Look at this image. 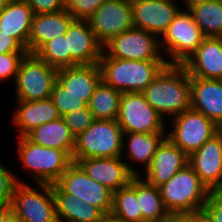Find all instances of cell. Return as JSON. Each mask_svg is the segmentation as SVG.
<instances>
[{"label": "cell", "instance_id": "8992f818", "mask_svg": "<svg viewBox=\"0 0 222 222\" xmlns=\"http://www.w3.org/2000/svg\"><path fill=\"white\" fill-rule=\"evenodd\" d=\"M181 9L160 38L168 65H183L197 50L205 36L187 8Z\"/></svg>", "mask_w": 222, "mask_h": 222}, {"label": "cell", "instance_id": "681fc988", "mask_svg": "<svg viewBox=\"0 0 222 222\" xmlns=\"http://www.w3.org/2000/svg\"><path fill=\"white\" fill-rule=\"evenodd\" d=\"M119 1H127V2H131V0H119Z\"/></svg>", "mask_w": 222, "mask_h": 222}, {"label": "cell", "instance_id": "7dc6e473", "mask_svg": "<svg viewBox=\"0 0 222 222\" xmlns=\"http://www.w3.org/2000/svg\"><path fill=\"white\" fill-rule=\"evenodd\" d=\"M182 1H183L182 4H186V3H188V2L199 1V0H182Z\"/></svg>", "mask_w": 222, "mask_h": 222}, {"label": "cell", "instance_id": "4dcf8cb0", "mask_svg": "<svg viewBox=\"0 0 222 222\" xmlns=\"http://www.w3.org/2000/svg\"><path fill=\"white\" fill-rule=\"evenodd\" d=\"M110 215L120 222H143L137 193L129 184L113 192Z\"/></svg>", "mask_w": 222, "mask_h": 222}, {"label": "cell", "instance_id": "484cf974", "mask_svg": "<svg viewBox=\"0 0 222 222\" xmlns=\"http://www.w3.org/2000/svg\"><path fill=\"white\" fill-rule=\"evenodd\" d=\"M52 192L59 222H97L105 216L99 208L65 193L56 183Z\"/></svg>", "mask_w": 222, "mask_h": 222}, {"label": "cell", "instance_id": "e0dca14e", "mask_svg": "<svg viewBox=\"0 0 222 222\" xmlns=\"http://www.w3.org/2000/svg\"><path fill=\"white\" fill-rule=\"evenodd\" d=\"M188 161L189 156L166 137L158 146L144 176L142 173L140 176L144 177L147 183L159 187L186 167Z\"/></svg>", "mask_w": 222, "mask_h": 222}, {"label": "cell", "instance_id": "7a4b0ae2", "mask_svg": "<svg viewBox=\"0 0 222 222\" xmlns=\"http://www.w3.org/2000/svg\"><path fill=\"white\" fill-rule=\"evenodd\" d=\"M102 81L122 93H142L168 65L166 60H128L109 57L99 60Z\"/></svg>", "mask_w": 222, "mask_h": 222}, {"label": "cell", "instance_id": "52a82bcc", "mask_svg": "<svg viewBox=\"0 0 222 222\" xmlns=\"http://www.w3.org/2000/svg\"><path fill=\"white\" fill-rule=\"evenodd\" d=\"M58 69L50 66L34 53L22 58L14 81L16 100L39 101L49 98Z\"/></svg>", "mask_w": 222, "mask_h": 222}, {"label": "cell", "instance_id": "ffe728a7", "mask_svg": "<svg viewBox=\"0 0 222 222\" xmlns=\"http://www.w3.org/2000/svg\"><path fill=\"white\" fill-rule=\"evenodd\" d=\"M191 108L222 127V79L190 77Z\"/></svg>", "mask_w": 222, "mask_h": 222}, {"label": "cell", "instance_id": "8d00e7d4", "mask_svg": "<svg viewBox=\"0 0 222 222\" xmlns=\"http://www.w3.org/2000/svg\"><path fill=\"white\" fill-rule=\"evenodd\" d=\"M27 52L0 53V81L16 79L22 58ZM13 77V78H12Z\"/></svg>", "mask_w": 222, "mask_h": 222}, {"label": "cell", "instance_id": "9a60e30c", "mask_svg": "<svg viewBox=\"0 0 222 222\" xmlns=\"http://www.w3.org/2000/svg\"><path fill=\"white\" fill-rule=\"evenodd\" d=\"M188 164L211 192L222 191V132L190 154Z\"/></svg>", "mask_w": 222, "mask_h": 222}, {"label": "cell", "instance_id": "c3c4849f", "mask_svg": "<svg viewBox=\"0 0 222 222\" xmlns=\"http://www.w3.org/2000/svg\"><path fill=\"white\" fill-rule=\"evenodd\" d=\"M62 1H63L64 4H66L68 0H62Z\"/></svg>", "mask_w": 222, "mask_h": 222}, {"label": "cell", "instance_id": "74e56055", "mask_svg": "<svg viewBox=\"0 0 222 222\" xmlns=\"http://www.w3.org/2000/svg\"><path fill=\"white\" fill-rule=\"evenodd\" d=\"M33 10L34 14L55 13L65 9V4L62 0H23Z\"/></svg>", "mask_w": 222, "mask_h": 222}, {"label": "cell", "instance_id": "7c38bea8", "mask_svg": "<svg viewBox=\"0 0 222 222\" xmlns=\"http://www.w3.org/2000/svg\"><path fill=\"white\" fill-rule=\"evenodd\" d=\"M56 184L67 194L99 208L105 215L112 210L113 192L90 178L84 169L72 162Z\"/></svg>", "mask_w": 222, "mask_h": 222}, {"label": "cell", "instance_id": "d6986e66", "mask_svg": "<svg viewBox=\"0 0 222 222\" xmlns=\"http://www.w3.org/2000/svg\"><path fill=\"white\" fill-rule=\"evenodd\" d=\"M183 66L190 77L222 79V37H205Z\"/></svg>", "mask_w": 222, "mask_h": 222}, {"label": "cell", "instance_id": "1f68e13d", "mask_svg": "<svg viewBox=\"0 0 222 222\" xmlns=\"http://www.w3.org/2000/svg\"><path fill=\"white\" fill-rule=\"evenodd\" d=\"M35 54L57 69L70 67V52H67L65 35L46 42Z\"/></svg>", "mask_w": 222, "mask_h": 222}, {"label": "cell", "instance_id": "d6a6232c", "mask_svg": "<svg viewBox=\"0 0 222 222\" xmlns=\"http://www.w3.org/2000/svg\"><path fill=\"white\" fill-rule=\"evenodd\" d=\"M50 98L57 108L60 117L64 116L66 113L88 107V104L83 101L81 97L69 92V90L57 80L54 83Z\"/></svg>", "mask_w": 222, "mask_h": 222}, {"label": "cell", "instance_id": "8fae6325", "mask_svg": "<svg viewBox=\"0 0 222 222\" xmlns=\"http://www.w3.org/2000/svg\"><path fill=\"white\" fill-rule=\"evenodd\" d=\"M109 56L128 60H166L160 38L148 31L131 28L112 38L103 46Z\"/></svg>", "mask_w": 222, "mask_h": 222}, {"label": "cell", "instance_id": "f35d334b", "mask_svg": "<svg viewBox=\"0 0 222 222\" xmlns=\"http://www.w3.org/2000/svg\"><path fill=\"white\" fill-rule=\"evenodd\" d=\"M204 209L210 214L214 222H222V191L211 192Z\"/></svg>", "mask_w": 222, "mask_h": 222}, {"label": "cell", "instance_id": "7bdbcfd3", "mask_svg": "<svg viewBox=\"0 0 222 222\" xmlns=\"http://www.w3.org/2000/svg\"><path fill=\"white\" fill-rule=\"evenodd\" d=\"M169 222H191L190 212L169 213Z\"/></svg>", "mask_w": 222, "mask_h": 222}, {"label": "cell", "instance_id": "e575fe53", "mask_svg": "<svg viewBox=\"0 0 222 222\" xmlns=\"http://www.w3.org/2000/svg\"><path fill=\"white\" fill-rule=\"evenodd\" d=\"M62 118L75 137L84 132L95 120L89 107L66 113Z\"/></svg>", "mask_w": 222, "mask_h": 222}, {"label": "cell", "instance_id": "603a6c76", "mask_svg": "<svg viewBox=\"0 0 222 222\" xmlns=\"http://www.w3.org/2000/svg\"><path fill=\"white\" fill-rule=\"evenodd\" d=\"M72 15L66 10L48 14H34L28 39V53H36L46 42L65 35Z\"/></svg>", "mask_w": 222, "mask_h": 222}, {"label": "cell", "instance_id": "cb8c5ba5", "mask_svg": "<svg viewBox=\"0 0 222 222\" xmlns=\"http://www.w3.org/2000/svg\"><path fill=\"white\" fill-rule=\"evenodd\" d=\"M57 81L89 104L96 87L102 81L101 70L99 64L64 67L58 69Z\"/></svg>", "mask_w": 222, "mask_h": 222}, {"label": "cell", "instance_id": "30bf717a", "mask_svg": "<svg viewBox=\"0 0 222 222\" xmlns=\"http://www.w3.org/2000/svg\"><path fill=\"white\" fill-rule=\"evenodd\" d=\"M117 122L123 133H167L166 121L143 93H122Z\"/></svg>", "mask_w": 222, "mask_h": 222}, {"label": "cell", "instance_id": "3957f363", "mask_svg": "<svg viewBox=\"0 0 222 222\" xmlns=\"http://www.w3.org/2000/svg\"><path fill=\"white\" fill-rule=\"evenodd\" d=\"M17 140V155L35 184L56 183L73 162L63 150L41 146L26 136L18 137Z\"/></svg>", "mask_w": 222, "mask_h": 222}, {"label": "cell", "instance_id": "4fadbf2b", "mask_svg": "<svg viewBox=\"0 0 222 222\" xmlns=\"http://www.w3.org/2000/svg\"><path fill=\"white\" fill-rule=\"evenodd\" d=\"M88 21L96 39L104 46L112 38L134 27L131 3L106 0Z\"/></svg>", "mask_w": 222, "mask_h": 222}, {"label": "cell", "instance_id": "d4e9b609", "mask_svg": "<svg viewBox=\"0 0 222 222\" xmlns=\"http://www.w3.org/2000/svg\"><path fill=\"white\" fill-rule=\"evenodd\" d=\"M34 13L23 0H10L0 12V31L14 37L28 53V39Z\"/></svg>", "mask_w": 222, "mask_h": 222}, {"label": "cell", "instance_id": "ac0fdd59", "mask_svg": "<svg viewBox=\"0 0 222 222\" xmlns=\"http://www.w3.org/2000/svg\"><path fill=\"white\" fill-rule=\"evenodd\" d=\"M123 160L122 156L72 159L84 169L90 178L112 192L127 186L134 177Z\"/></svg>", "mask_w": 222, "mask_h": 222}, {"label": "cell", "instance_id": "bcb514c9", "mask_svg": "<svg viewBox=\"0 0 222 222\" xmlns=\"http://www.w3.org/2000/svg\"><path fill=\"white\" fill-rule=\"evenodd\" d=\"M147 222H169V213L166 218L161 219V220H154V221H147Z\"/></svg>", "mask_w": 222, "mask_h": 222}, {"label": "cell", "instance_id": "ab89813d", "mask_svg": "<svg viewBox=\"0 0 222 222\" xmlns=\"http://www.w3.org/2000/svg\"><path fill=\"white\" fill-rule=\"evenodd\" d=\"M27 52V50L12 36L0 31V53Z\"/></svg>", "mask_w": 222, "mask_h": 222}, {"label": "cell", "instance_id": "277c9868", "mask_svg": "<svg viewBox=\"0 0 222 222\" xmlns=\"http://www.w3.org/2000/svg\"><path fill=\"white\" fill-rule=\"evenodd\" d=\"M159 189L169 213L203 209L211 193L189 164L159 186Z\"/></svg>", "mask_w": 222, "mask_h": 222}, {"label": "cell", "instance_id": "2e32d148", "mask_svg": "<svg viewBox=\"0 0 222 222\" xmlns=\"http://www.w3.org/2000/svg\"><path fill=\"white\" fill-rule=\"evenodd\" d=\"M65 36L70 66L99 63L103 46L96 39L88 20L74 19Z\"/></svg>", "mask_w": 222, "mask_h": 222}, {"label": "cell", "instance_id": "9c48e42d", "mask_svg": "<svg viewBox=\"0 0 222 222\" xmlns=\"http://www.w3.org/2000/svg\"><path fill=\"white\" fill-rule=\"evenodd\" d=\"M171 119L167 137L188 156L221 131L214 121L192 108Z\"/></svg>", "mask_w": 222, "mask_h": 222}, {"label": "cell", "instance_id": "d590c367", "mask_svg": "<svg viewBox=\"0 0 222 222\" xmlns=\"http://www.w3.org/2000/svg\"><path fill=\"white\" fill-rule=\"evenodd\" d=\"M106 0H68L65 9L74 19L88 20Z\"/></svg>", "mask_w": 222, "mask_h": 222}, {"label": "cell", "instance_id": "83f0119b", "mask_svg": "<svg viewBox=\"0 0 222 222\" xmlns=\"http://www.w3.org/2000/svg\"><path fill=\"white\" fill-rule=\"evenodd\" d=\"M185 8L205 37H222V0L188 2Z\"/></svg>", "mask_w": 222, "mask_h": 222}, {"label": "cell", "instance_id": "ba28073f", "mask_svg": "<svg viewBox=\"0 0 222 222\" xmlns=\"http://www.w3.org/2000/svg\"><path fill=\"white\" fill-rule=\"evenodd\" d=\"M11 209L22 222H59L52 184L33 187L28 182L18 183L12 196Z\"/></svg>", "mask_w": 222, "mask_h": 222}, {"label": "cell", "instance_id": "7402d4cb", "mask_svg": "<svg viewBox=\"0 0 222 222\" xmlns=\"http://www.w3.org/2000/svg\"><path fill=\"white\" fill-rule=\"evenodd\" d=\"M16 102L12 122L19 133L18 137H24L41 124L60 118L50 97L39 101L16 100Z\"/></svg>", "mask_w": 222, "mask_h": 222}, {"label": "cell", "instance_id": "b9f144b4", "mask_svg": "<svg viewBox=\"0 0 222 222\" xmlns=\"http://www.w3.org/2000/svg\"><path fill=\"white\" fill-rule=\"evenodd\" d=\"M191 222H214L210 214L203 208L190 212Z\"/></svg>", "mask_w": 222, "mask_h": 222}, {"label": "cell", "instance_id": "f6af8a7d", "mask_svg": "<svg viewBox=\"0 0 222 222\" xmlns=\"http://www.w3.org/2000/svg\"><path fill=\"white\" fill-rule=\"evenodd\" d=\"M10 0H0V12L5 8Z\"/></svg>", "mask_w": 222, "mask_h": 222}, {"label": "cell", "instance_id": "6da1fadb", "mask_svg": "<svg viewBox=\"0 0 222 222\" xmlns=\"http://www.w3.org/2000/svg\"><path fill=\"white\" fill-rule=\"evenodd\" d=\"M142 93L166 121L191 108L190 76L183 65H167Z\"/></svg>", "mask_w": 222, "mask_h": 222}, {"label": "cell", "instance_id": "f1b7e54d", "mask_svg": "<svg viewBox=\"0 0 222 222\" xmlns=\"http://www.w3.org/2000/svg\"><path fill=\"white\" fill-rule=\"evenodd\" d=\"M129 185L136 191L143 222L161 220L167 217L159 187L147 183L143 177L134 176Z\"/></svg>", "mask_w": 222, "mask_h": 222}, {"label": "cell", "instance_id": "44dd1931", "mask_svg": "<svg viewBox=\"0 0 222 222\" xmlns=\"http://www.w3.org/2000/svg\"><path fill=\"white\" fill-rule=\"evenodd\" d=\"M167 137V133H124L123 134V149L122 158L125 160L124 154H126L127 159L130 161L125 162L128 170L134 176H140L141 170L135 168L131 162L138 165H142L146 170L152 161V158L157 151L158 146ZM140 172H139V171Z\"/></svg>", "mask_w": 222, "mask_h": 222}, {"label": "cell", "instance_id": "f546056e", "mask_svg": "<svg viewBox=\"0 0 222 222\" xmlns=\"http://www.w3.org/2000/svg\"><path fill=\"white\" fill-rule=\"evenodd\" d=\"M121 96L122 92L101 81L88 104L94 119L117 120Z\"/></svg>", "mask_w": 222, "mask_h": 222}, {"label": "cell", "instance_id": "4316f807", "mask_svg": "<svg viewBox=\"0 0 222 222\" xmlns=\"http://www.w3.org/2000/svg\"><path fill=\"white\" fill-rule=\"evenodd\" d=\"M26 137L41 146L63 150L72 158L76 137L62 117L41 124L30 131Z\"/></svg>", "mask_w": 222, "mask_h": 222}, {"label": "cell", "instance_id": "ee69618b", "mask_svg": "<svg viewBox=\"0 0 222 222\" xmlns=\"http://www.w3.org/2000/svg\"><path fill=\"white\" fill-rule=\"evenodd\" d=\"M97 222H120V221L117 220L112 215H105L101 220H99Z\"/></svg>", "mask_w": 222, "mask_h": 222}, {"label": "cell", "instance_id": "60d3db41", "mask_svg": "<svg viewBox=\"0 0 222 222\" xmlns=\"http://www.w3.org/2000/svg\"><path fill=\"white\" fill-rule=\"evenodd\" d=\"M0 222H22L11 206H0Z\"/></svg>", "mask_w": 222, "mask_h": 222}, {"label": "cell", "instance_id": "5b68a950", "mask_svg": "<svg viewBox=\"0 0 222 222\" xmlns=\"http://www.w3.org/2000/svg\"><path fill=\"white\" fill-rule=\"evenodd\" d=\"M123 134L117 120L95 119L76 137L72 159L121 157Z\"/></svg>", "mask_w": 222, "mask_h": 222}, {"label": "cell", "instance_id": "836d02e7", "mask_svg": "<svg viewBox=\"0 0 222 222\" xmlns=\"http://www.w3.org/2000/svg\"><path fill=\"white\" fill-rule=\"evenodd\" d=\"M0 162V206H11L14 189L18 183H25V180L18 179L16 174Z\"/></svg>", "mask_w": 222, "mask_h": 222}, {"label": "cell", "instance_id": "5bb4252c", "mask_svg": "<svg viewBox=\"0 0 222 222\" xmlns=\"http://www.w3.org/2000/svg\"><path fill=\"white\" fill-rule=\"evenodd\" d=\"M130 3L134 28L148 31L159 38L182 9L177 0H131Z\"/></svg>", "mask_w": 222, "mask_h": 222}]
</instances>
